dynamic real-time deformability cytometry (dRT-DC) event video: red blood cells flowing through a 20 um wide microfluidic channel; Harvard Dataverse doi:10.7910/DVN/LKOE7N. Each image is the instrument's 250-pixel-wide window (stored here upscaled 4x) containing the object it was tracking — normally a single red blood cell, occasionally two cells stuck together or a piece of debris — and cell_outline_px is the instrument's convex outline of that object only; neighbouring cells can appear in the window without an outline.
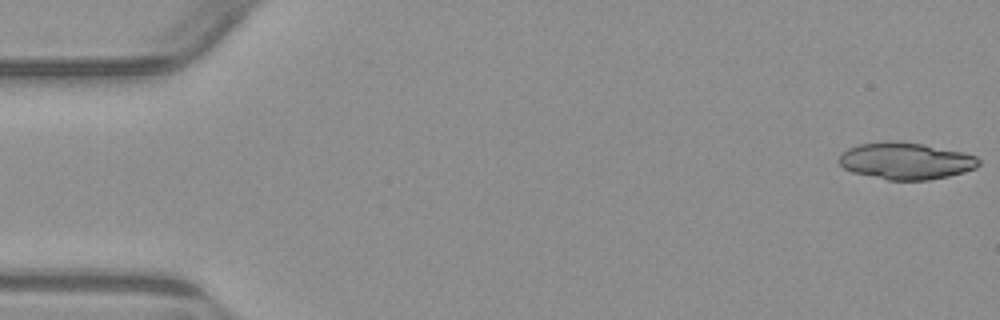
{"species": "common noctule bat (a hibernating species)", "species_latin": "Nyctalus noctula", "temperature_condition": "warm", "stored_images_in_passage": 9, "camera_frame_rate_fps": 3000, "um_per_image_px": 0.085, "animal": {"sex": "male", "body_mass_g": 23.1, "forearm_length_mm": 52.7}, "frame": {"image": 1, "passage_image": 1, "time_ms": 0.0, "image_size_px": [1000, 320], "cell_outline_px": [[980, 164], [976, 168], [964, 172], [948, 176], [928, 180], [888, 180], [852, 172], [844, 168], [836, 160], [840, 152], [848, 148], [860, 144], [888, 140], [892, 140], [924, 144], [960, 152], [976, 156], [980, 160]], "centroid_in_image_um": [76.95, 13.67], "position_along_channel_um": 8.1, "area_um2": 30.17}}